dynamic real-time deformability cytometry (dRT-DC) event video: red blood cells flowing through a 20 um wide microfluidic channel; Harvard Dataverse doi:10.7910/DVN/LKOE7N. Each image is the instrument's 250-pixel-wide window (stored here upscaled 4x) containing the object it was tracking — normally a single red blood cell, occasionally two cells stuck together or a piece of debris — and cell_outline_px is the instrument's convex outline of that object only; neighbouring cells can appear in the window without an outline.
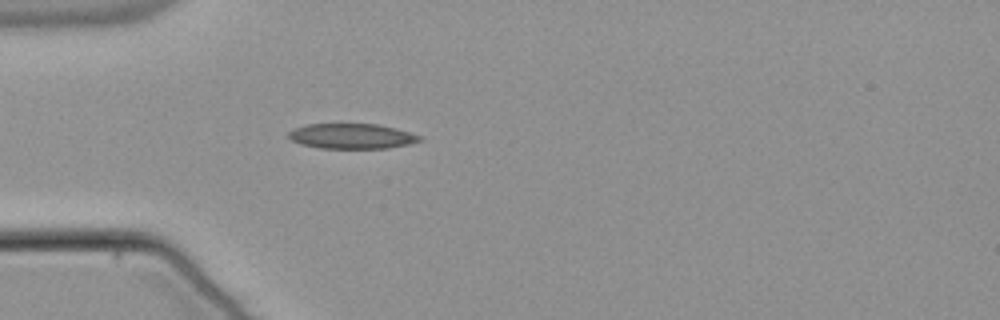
{"species": "common noctule bat (a hibernating species)", "species_latin": "Nyctalus noctula", "temperature_condition": "warm", "stored_images_in_passage": 50, "camera_frame_rate_fps": 3000, "um_per_image_px": 0.085, "animal": {"sex": "male", "body_mass_g": 21.5, "forearm_length_mm": 52.0}, "frame": {"image": 1, "passage_image": 12, "time_ms": 3.667, "image_size_px": [1000, 320], "cell_outline_px": [[424, 140], [408, 144], [388, 148], [320, 148], [300, 144], [292, 140], [288, 136], [288, 132], [296, 128], [308, 124], [376, 124], [424, 136]], "centroid_in_image_um": [29.92, 11.58], "position_along_channel_um": 55.1, "area_um2": 19.07}}
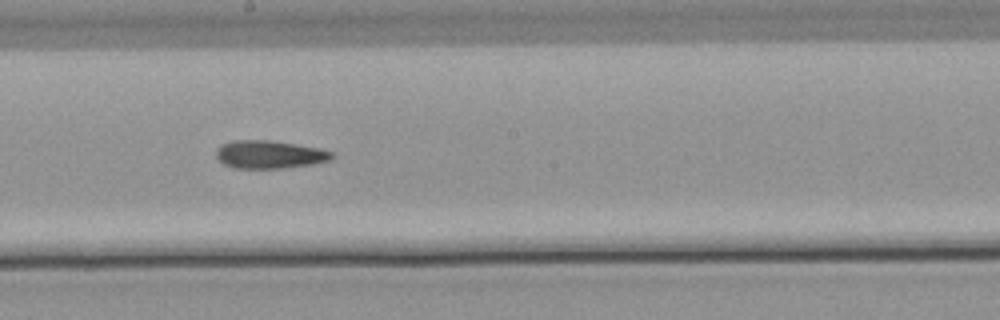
{"frame": {"image": 2, "passage_image": 26, "time_ms": 8.333, "image_size_px": [1000, 320], "cell_outline_px": [[332, 156], [328, 160], [312, 164], [280, 168], [232, 168], [224, 164], [216, 156], [216, 148], [220, 144], [232, 140], [268, 140], [296, 144], [320, 148], [332, 152]], "centroid_in_image_um": [22.84, 13.12], "position_along_channel_um": 225.4, "area_um2": 18.79}}
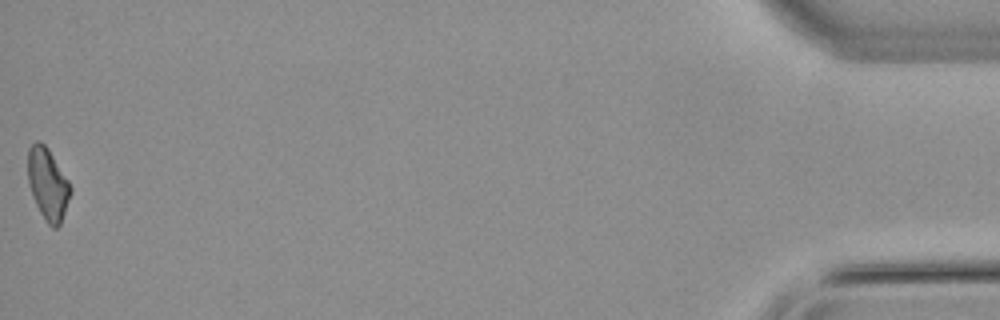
{"frame": {"image": 3, "passage_image": 50, "time_ms": 16.333, "image_size_px": [1000, 320], "cell_outline_px": [[72, 192], [60, 224], [56, 228], [52, 228], [48, 224], [40, 212], [36, 204], [28, 180], [28, 148], [36, 140], [40, 140], [48, 148], [68, 180], [72, 188]], "centroid_in_image_um": [4.07, 15.63], "position_along_channel_um": 431.1, "area_um2": 17.69}, "authors_computed_cell_mechanics": {"area_um2": 18.8139, "velocity_mm_per_s": 3.8059, "shape_relaxation_time_tau1_ms": null, "shape_relaxation_time_tau2_ms": 11.2529, "deformation_change_tau1": null, "deformation_change_tau2": 0.2374}}